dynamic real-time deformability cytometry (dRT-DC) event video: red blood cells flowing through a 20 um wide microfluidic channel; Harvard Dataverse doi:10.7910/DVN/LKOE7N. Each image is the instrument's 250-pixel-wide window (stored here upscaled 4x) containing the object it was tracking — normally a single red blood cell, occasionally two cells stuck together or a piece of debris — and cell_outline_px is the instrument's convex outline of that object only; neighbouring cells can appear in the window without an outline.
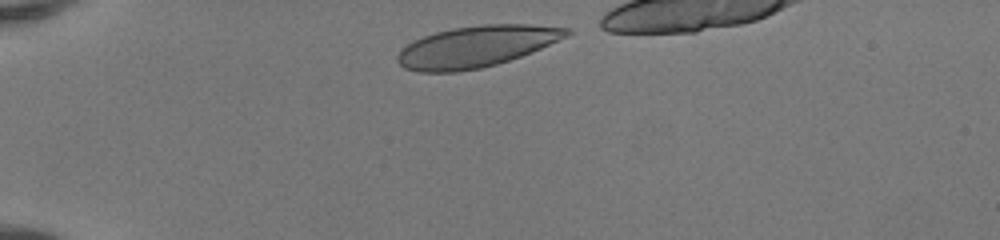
{"species": "human", "species_latin": "Homo sapiens", "temperature_condition": "room temperature", "stored_images_in_passage": 34, "camera_frame_rate_fps": 3000, "um_per_image_px": 0.085, "donor": {"sex": "female"}, "frame": {"image": 1, "passage_image": 1, "time_ms": 0.0, "image_size_px": [1000, 240], "cell_outline_px": [[572, 32], [568, 36], [532, 52], [496, 64], [480, 68], [456, 72], [416, 72], [404, 68], [396, 60], [396, 56], [408, 44], [424, 36], [436, 32], [452, 28], [484, 24], [532, 24], [572, 28]], "centroid_in_image_um": [40.52, 3.95], "position_along_channel_um": 44.5, "area_um2": 40.63}}
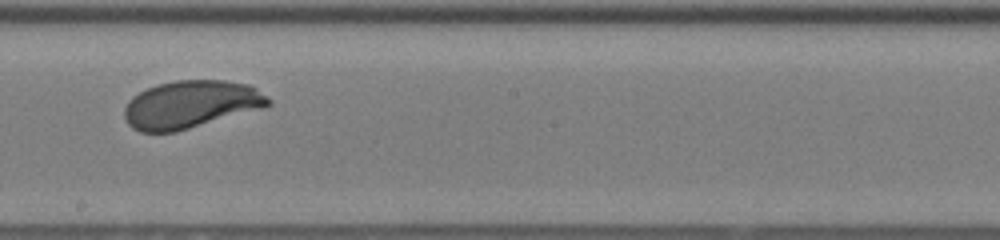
{"frame": {"image": 2, "passage_image": 18, "time_ms": 5.667, "image_size_px": [1000, 240], "cell_outline_px": [[272, 104], [260, 108], [176, 132], [140, 132], [132, 128], [128, 124], [124, 116], [124, 108], [128, 100], [132, 96], [156, 84], [176, 80], [224, 80], [248, 84], [256, 88], [272, 100]], "centroid_in_image_um": [16.18, 8.87], "position_along_channel_um": 232.0, "area_um2": 39.88}}
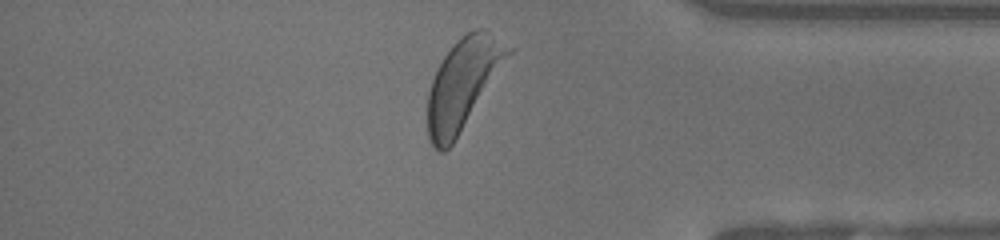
{"frame": {"image": 3, "passage_image": 31, "time_ms": 10.0, "image_size_px": [1000, 240], "cell_outline_px": [[516, 48], [452, 144], [444, 152], [440, 152], [428, 140], [428, 92], [432, 80], [444, 56], [452, 44], [456, 40], [468, 32], [476, 28], [484, 28]], "centroid_in_image_um": [39.39, 7.07], "position_along_channel_um": 395.8, "area_um2": 42.25}}